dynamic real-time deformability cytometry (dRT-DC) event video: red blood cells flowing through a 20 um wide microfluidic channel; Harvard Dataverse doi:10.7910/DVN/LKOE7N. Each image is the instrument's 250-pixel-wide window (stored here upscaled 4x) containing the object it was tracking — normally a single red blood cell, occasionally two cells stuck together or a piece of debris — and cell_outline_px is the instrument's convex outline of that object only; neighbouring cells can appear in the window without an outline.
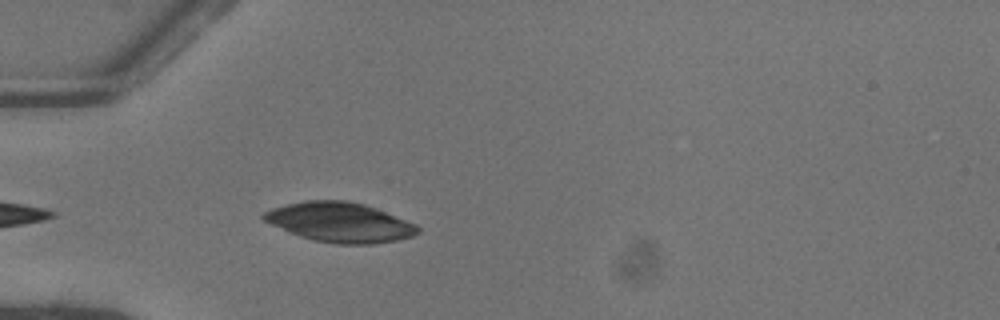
{"species": "common noctule bat (a hibernating species)", "species_latin": "Nyctalus noctula", "temperature_condition": "warm", "stored_images_in_passage": 22, "camera_frame_rate_fps": 3000, "um_per_image_px": 0.085, "animal": {"sex": "female"}, "frame": {"image": 1, "passage_image": 3, "time_ms": 0.667, "image_size_px": [1000, 320], "cell_outline_px": [[420, 232], [412, 236], [396, 240], [372, 244], [336, 244], [312, 240], [288, 232], [264, 220], [260, 216], [264, 212], [272, 208], [304, 200], [348, 200], [364, 204], [376, 208], [416, 224], [420, 228]], "centroid_in_image_um": [28.89, 18.89], "position_along_channel_um": 56.1, "area_um2": 35.6}}
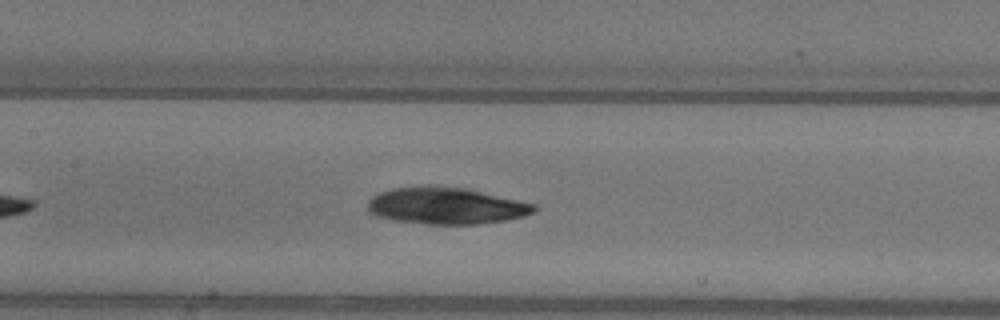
{"frame": {"image": 2, "passage_image": 12, "time_ms": 3.667, "image_size_px": [1000, 320], "cell_outline_px": [[536, 212], [524, 216], [504, 220], [480, 224], [424, 224], [392, 220], [376, 216], [368, 212], [368, 200], [376, 192], [392, 188], [428, 184], [464, 188], [536, 204]], "centroid_in_image_um": [37.85, 17.48], "position_along_channel_um": 169.6, "area_um2": 36.07}}
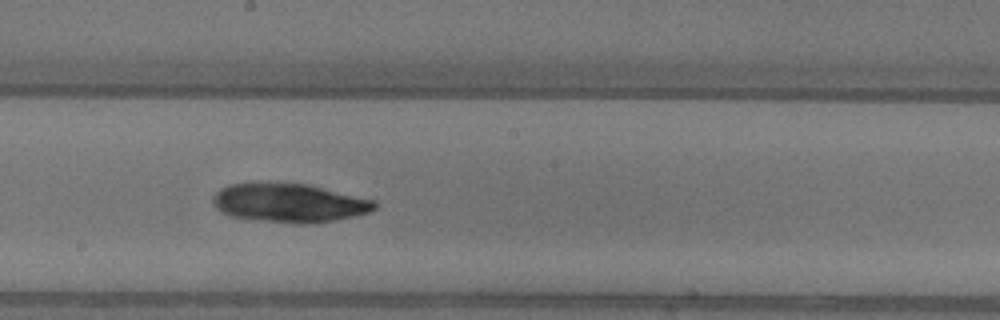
{"frame": {"image": 3, "passage_image": 16, "time_ms": 5.0, "image_size_px": [1000, 320], "cell_outline_px": [[376, 208], [372, 212], [356, 216], [308, 224], [296, 224], [256, 220], [232, 216], [220, 212], [212, 204], [212, 196], [220, 188], [232, 184], [308, 184], [376, 200]], "centroid_in_image_um": [24.61, 17.27], "position_along_channel_um": 223.6, "area_um2": 36.47}}